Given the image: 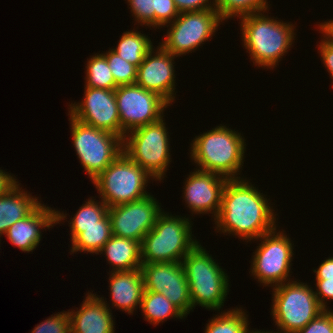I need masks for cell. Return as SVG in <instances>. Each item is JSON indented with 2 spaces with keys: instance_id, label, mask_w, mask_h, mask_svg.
Segmentation results:
<instances>
[{
  "instance_id": "cell-39",
  "label": "cell",
  "mask_w": 333,
  "mask_h": 333,
  "mask_svg": "<svg viewBox=\"0 0 333 333\" xmlns=\"http://www.w3.org/2000/svg\"><path fill=\"white\" fill-rule=\"evenodd\" d=\"M17 183L16 179L0 169V196L5 195Z\"/></svg>"
},
{
  "instance_id": "cell-16",
  "label": "cell",
  "mask_w": 333,
  "mask_h": 333,
  "mask_svg": "<svg viewBox=\"0 0 333 333\" xmlns=\"http://www.w3.org/2000/svg\"><path fill=\"white\" fill-rule=\"evenodd\" d=\"M155 52L152 48L145 56L144 61L137 67L135 84L158 94L171 105V102L175 100L174 90L176 89L173 65L175 56L161 45Z\"/></svg>"
},
{
  "instance_id": "cell-25",
  "label": "cell",
  "mask_w": 333,
  "mask_h": 333,
  "mask_svg": "<svg viewBox=\"0 0 333 333\" xmlns=\"http://www.w3.org/2000/svg\"><path fill=\"white\" fill-rule=\"evenodd\" d=\"M153 48V44L148 35L136 31H127L121 36L118 46L112 49L121 58L139 66L148 52Z\"/></svg>"
},
{
  "instance_id": "cell-5",
  "label": "cell",
  "mask_w": 333,
  "mask_h": 333,
  "mask_svg": "<svg viewBox=\"0 0 333 333\" xmlns=\"http://www.w3.org/2000/svg\"><path fill=\"white\" fill-rule=\"evenodd\" d=\"M189 218L162 212L141 242L142 264L182 262L199 242L192 238Z\"/></svg>"
},
{
  "instance_id": "cell-35",
  "label": "cell",
  "mask_w": 333,
  "mask_h": 333,
  "mask_svg": "<svg viewBox=\"0 0 333 333\" xmlns=\"http://www.w3.org/2000/svg\"><path fill=\"white\" fill-rule=\"evenodd\" d=\"M174 3L179 13L216 9L215 0L212 4L211 1L209 3V0H174Z\"/></svg>"
},
{
  "instance_id": "cell-15",
  "label": "cell",
  "mask_w": 333,
  "mask_h": 333,
  "mask_svg": "<svg viewBox=\"0 0 333 333\" xmlns=\"http://www.w3.org/2000/svg\"><path fill=\"white\" fill-rule=\"evenodd\" d=\"M84 99L70 106L72 118L86 125L120 136V119L115 90L86 87Z\"/></svg>"
},
{
  "instance_id": "cell-12",
  "label": "cell",
  "mask_w": 333,
  "mask_h": 333,
  "mask_svg": "<svg viewBox=\"0 0 333 333\" xmlns=\"http://www.w3.org/2000/svg\"><path fill=\"white\" fill-rule=\"evenodd\" d=\"M115 96L122 139L134 129L159 121L165 108L170 106L158 94L137 84L118 86Z\"/></svg>"
},
{
  "instance_id": "cell-13",
  "label": "cell",
  "mask_w": 333,
  "mask_h": 333,
  "mask_svg": "<svg viewBox=\"0 0 333 333\" xmlns=\"http://www.w3.org/2000/svg\"><path fill=\"white\" fill-rule=\"evenodd\" d=\"M144 290L162 293L185 316L192 310L189 285L182 262L141 265Z\"/></svg>"
},
{
  "instance_id": "cell-41",
  "label": "cell",
  "mask_w": 333,
  "mask_h": 333,
  "mask_svg": "<svg viewBox=\"0 0 333 333\" xmlns=\"http://www.w3.org/2000/svg\"><path fill=\"white\" fill-rule=\"evenodd\" d=\"M248 333H273V331H271V332H270V331H266V332H265V331H264V332L262 331V332H261V330H260V331L258 330V331H248ZM274 333H275V332H274ZM276 333H277V332H276Z\"/></svg>"
},
{
  "instance_id": "cell-19",
  "label": "cell",
  "mask_w": 333,
  "mask_h": 333,
  "mask_svg": "<svg viewBox=\"0 0 333 333\" xmlns=\"http://www.w3.org/2000/svg\"><path fill=\"white\" fill-rule=\"evenodd\" d=\"M87 295L79 311H68L71 333H114L115 322L105 300L91 292Z\"/></svg>"
},
{
  "instance_id": "cell-23",
  "label": "cell",
  "mask_w": 333,
  "mask_h": 333,
  "mask_svg": "<svg viewBox=\"0 0 333 333\" xmlns=\"http://www.w3.org/2000/svg\"><path fill=\"white\" fill-rule=\"evenodd\" d=\"M70 229L72 253L83 251L99 254L102 247L112 236L109 214L101 220V226L70 227Z\"/></svg>"
},
{
  "instance_id": "cell-1",
  "label": "cell",
  "mask_w": 333,
  "mask_h": 333,
  "mask_svg": "<svg viewBox=\"0 0 333 333\" xmlns=\"http://www.w3.org/2000/svg\"><path fill=\"white\" fill-rule=\"evenodd\" d=\"M246 181L243 178L228 179L214 221L218 231L251 241L276 229V214L263 193Z\"/></svg>"
},
{
  "instance_id": "cell-11",
  "label": "cell",
  "mask_w": 333,
  "mask_h": 333,
  "mask_svg": "<svg viewBox=\"0 0 333 333\" xmlns=\"http://www.w3.org/2000/svg\"><path fill=\"white\" fill-rule=\"evenodd\" d=\"M259 239L261 243L252 256V275L263 286L274 287L290 281L287 277L290 275L294 252L290 239L282 231L277 233L276 229L262 235Z\"/></svg>"
},
{
  "instance_id": "cell-8",
  "label": "cell",
  "mask_w": 333,
  "mask_h": 333,
  "mask_svg": "<svg viewBox=\"0 0 333 333\" xmlns=\"http://www.w3.org/2000/svg\"><path fill=\"white\" fill-rule=\"evenodd\" d=\"M163 121L162 117L155 123L134 129L123 139V152L153 179L160 181L171 162L169 135Z\"/></svg>"
},
{
  "instance_id": "cell-10",
  "label": "cell",
  "mask_w": 333,
  "mask_h": 333,
  "mask_svg": "<svg viewBox=\"0 0 333 333\" xmlns=\"http://www.w3.org/2000/svg\"><path fill=\"white\" fill-rule=\"evenodd\" d=\"M222 21L216 9L180 13L166 25L170 30L161 46L176 57L194 51L213 36Z\"/></svg>"
},
{
  "instance_id": "cell-27",
  "label": "cell",
  "mask_w": 333,
  "mask_h": 333,
  "mask_svg": "<svg viewBox=\"0 0 333 333\" xmlns=\"http://www.w3.org/2000/svg\"><path fill=\"white\" fill-rule=\"evenodd\" d=\"M245 315L242 308L221 312L209 321L205 333H248L249 321Z\"/></svg>"
},
{
  "instance_id": "cell-37",
  "label": "cell",
  "mask_w": 333,
  "mask_h": 333,
  "mask_svg": "<svg viewBox=\"0 0 333 333\" xmlns=\"http://www.w3.org/2000/svg\"><path fill=\"white\" fill-rule=\"evenodd\" d=\"M325 38V39H324ZM319 45V52L327 71L333 79V42L324 35Z\"/></svg>"
},
{
  "instance_id": "cell-24",
  "label": "cell",
  "mask_w": 333,
  "mask_h": 333,
  "mask_svg": "<svg viewBox=\"0 0 333 333\" xmlns=\"http://www.w3.org/2000/svg\"><path fill=\"white\" fill-rule=\"evenodd\" d=\"M140 307L145 320L154 325H158L169 317L179 319L185 317L169 299L159 292L144 290Z\"/></svg>"
},
{
  "instance_id": "cell-7",
  "label": "cell",
  "mask_w": 333,
  "mask_h": 333,
  "mask_svg": "<svg viewBox=\"0 0 333 333\" xmlns=\"http://www.w3.org/2000/svg\"><path fill=\"white\" fill-rule=\"evenodd\" d=\"M309 287L297 281L273 287L271 315L280 329L278 333H295L324 311Z\"/></svg>"
},
{
  "instance_id": "cell-17",
  "label": "cell",
  "mask_w": 333,
  "mask_h": 333,
  "mask_svg": "<svg viewBox=\"0 0 333 333\" xmlns=\"http://www.w3.org/2000/svg\"><path fill=\"white\" fill-rule=\"evenodd\" d=\"M228 179L216 173L194 171L186 180L184 198L194 214L212 213L216 219ZM213 211V212H212Z\"/></svg>"
},
{
  "instance_id": "cell-38",
  "label": "cell",
  "mask_w": 333,
  "mask_h": 333,
  "mask_svg": "<svg viewBox=\"0 0 333 333\" xmlns=\"http://www.w3.org/2000/svg\"><path fill=\"white\" fill-rule=\"evenodd\" d=\"M313 272L316 273V280H333V257L324 260Z\"/></svg>"
},
{
  "instance_id": "cell-40",
  "label": "cell",
  "mask_w": 333,
  "mask_h": 333,
  "mask_svg": "<svg viewBox=\"0 0 333 333\" xmlns=\"http://www.w3.org/2000/svg\"><path fill=\"white\" fill-rule=\"evenodd\" d=\"M320 32L333 42V20L321 23L318 27Z\"/></svg>"
},
{
  "instance_id": "cell-18",
  "label": "cell",
  "mask_w": 333,
  "mask_h": 333,
  "mask_svg": "<svg viewBox=\"0 0 333 333\" xmlns=\"http://www.w3.org/2000/svg\"><path fill=\"white\" fill-rule=\"evenodd\" d=\"M66 213L39 204L28 216L15 222L6 231L7 239L24 252L33 251L41 240V229L65 220Z\"/></svg>"
},
{
  "instance_id": "cell-22",
  "label": "cell",
  "mask_w": 333,
  "mask_h": 333,
  "mask_svg": "<svg viewBox=\"0 0 333 333\" xmlns=\"http://www.w3.org/2000/svg\"><path fill=\"white\" fill-rule=\"evenodd\" d=\"M103 252L113 267L112 271H130L141 268V243L138 241L112 235L102 247L100 253Z\"/></svg>"
},
{
  "instance_id": "cell-34",
  "label": "cell",
  "mask_w": 333,
  "mask_h": 333,
  "mask_svg": "<svg viewBox=\"0 0 333 333\" xmlns=\"http://www.w3.org/2000/svg\"><path fill=\"white\" fill-rule=\"evenodd\" d=\"M295 333H333V311L324 310Z\"/></svg>"
},
{
  "instance_id": "cell-3",
  "label": "cell",
  "mask_w": 333,
  "mask_h": 333,
  "mask_svg": "<svg viewBox=\"0 0 333 333\" xmlns=\"http://www.w3.org/2000/svg\"><path fill=\"white\" fill-rule=\"evenodd\" d=\"M239 18L243 45L249 51L253 63L268 69L278 65L279 59L288 52L295 38L294 25L271 19L262 12Z\"/></svg>"
},
{
  "instance_id": "cell-26",
  "label": "cell",
  "mask_w": 333,
  "mask_h": 333,
  "mask_svg": "<svg viewBox=\"0 0 333 333\" xmlns=\"http://www.w3.org/2000/svg\"><path fill=\"white\" fill-rule=\"evenodd\" d=\"M86 69V87L109 90H115L118 87L109 68L108 61L102 53L92 56L87 62Z\"/></svg>"
},
{
  "instance_id": "cell-6",
  "label": "cell",
  "mask_w": 333,
  "mask_h": 333,
  "mask_svg": "<svg viewBox=\"0 0 333 333\" xmlns=\"http://www.w3.org/2000/svg\"><path fill=\"white\" fill-rule=\"evenodd\" d=\"M150 177L152 176L145 169L133 162L122 151L92 182L101 200L108 207H113L150 195L145 190Z\"/></svg>"
},
{
  "instance_id": "cell-20",
  "label": "cell",
  "mask_w": 333,
  "mask_h": 333,
  "mask_svg": "<svg viewBox=\"0 0 333 333\" xmlns=\"http://www.w3.org/2000/svg\"><path fill=\"white\" fill-rule=\"evenodd\" d=\"M109 276L112 306L133 313L141 306L144 292V281L141 269L130 271H111Z\"/></svg>"
},
{
  "instance_id": "cell-21",
  "label": "cell",
  "mask_w": 333,
  "mask_h": 333,
  "mask_svg": "<svg viewBox=\"0 0 333 333\" xmlns=\"http://www.w3.org/2000/svg\"><path fill=\"white\" fill-rule=\"evenodd\" d=\"M19 185L16 184L5 195L0 196V237L41 203L36 197L30 196L31 194L21 191Z\"/></svg>"
},
{
  "instance_id": "cell-9",
  "label": "cell",
  "mask_w": 333,
  "mask_h": 333,
  "mask_svg": "<svg viewBox=\"0 0 333 333\" xmlns=\"http://www.w3.org/2000/svg\"><path fill=\"white\" fill-rule=\"evenodd\" d=\"M69 120L76 154L93 181L122 153L123 139L81 123L71 116Z\"/></svg>"
},
{
  "instance_id": "cell-36",
  "label": "cell",
  "mask_w": 333,
  "mask_h": 333,
  "mask_svg": "<svg viewBox=\"0 0 333 333\" xmlns=\"http://www.w3.org/2000/svg\"><path fill=\"white\" fill-rule=\"evenodd\" d=\"M315 286L318 288L315 295L319 304L324 310H328L325 300H333V280H316Z\"/></svg>"
},
{
  "instance_id": "cell-4",
  "label": "cell",
  "mask_w": 333,
  "mask_h": 333,
  "mask_svg": "<svg viewBox=\"0 0 333 333\" xmlns=\"http://www.w3.org/2000/svg\"><path fill=\"white\" fill-rule=\"evenodd\" d=\"M189 285L192 309L196 305L220 310L229 292L227 273L198 243L182 260Z\"/></svg>"
},
{
  "instance_id": "cell-29",
  "label": "cell",
  "mask_w": 333,
  "mask_h": 333,
  "mask_svg": "<svg viewBox=\"0 0 333 333\" xmlns=\"http://www.w3.org/2000/svg\"><path fill=\"white\" fill-rule=\"evenodd\" d=\"M107 214L108 206L102 200L101 202H97L90 198L86 204L76 211V214L71 218L72 221L69 224L70 227L101 226V220Z\"/></svg>"
},
{
  "instance_id": "cell-33",
  "label": "cell",
  "mask_w": 333,
  "mask_h": 333,
  "mask_svg": "<svg viewBox=\"0 0 333 333\" xmlns=\"http://www.w3.org/2000/svg\"><path fill=\"white\" fill-rule=\"evenodd\" d=\"M174 0H155V28L165 27L179 16Z\"/></svg>"
},
{
  "instance_id": "cell-14",
  "label": "cell",
  "mask_w": 333,
  "mask_h": 333,
  "mask_svg": "<svg viewBox=\"0 0 333 333\" xmlns=\"http://www.w3.org/2000/svg\"><path fill=\"white\" fill-rule=\"evenodd\" d=\"M158 201L148 195L129 203L108 207L112 235L142 242L162 213Z\"/></svg>"
},
{
  "instance_id": "cell-2",
  "label": "cell",
  "mask_w": 333,
  "mask_h": 333,
  "mask_svg": "<svg viewBox=\"0 0 333 333\" xmlns=\"http://www.w3.org/2000/svg\"><path fill=\"white\" fill-rule=\"evenodd\" d=\"M191 145L190 158L199 165L197 170L216 173L227 179H240L237 175L244 164L246 144L238 132L223 125L217 126L195 136Z\"/></svg>"
},
{
  "instance_id": "cell-31",
  "label": "cell",
  "mask_w": 333,
  "mask_h": 333,
  "mask_svg": "<svg viewBox=\"0 0 333 333\" xmlns=\"http://www.w3.org/2000/svg\"><path fill=\"white\" fill-rule=\"evenodd\" d=\"M135 20L142 25L155 27V0H127Z\"/></svg>"
},
{
  "instance_id": "cell-32",
  "label": "cell",
  "mask_w": 333,
  "mask_h": 333,
  "mask_svg": "<svg viewBox=\"0 0 333 333\" xmlns=\"http://www.w3.org/2000/svg\"><path fill=\"white\" fill-rule=\"evenodd\" d=\"M31 333H71L68 312H58L38 324Z\"/></svg>"
},
{
  "instance_id": "cell-30",
  "label": "cell",
  "mask_w": 333,
  "mask_h": 333,
  "mask_svg": "<svg viewBox=\"0 0 333 333\" xmlns=\"http://www.w3.org/2000/svg\"><path fill=\"white\" fill-rule=\"evenodd\" d=\"M103 55L108 61L109 68L117 86L135 84L137 78V66L121 58L112 49Z\"/></svg>"
},
{
  "instance_id": "cell-28",
  "label": "cell",
  "mask_w": 333,
  "mask_h": 333,
  "mask_svg": "<svg viewBox=\"0 0 333 333\" xmlns=\"http://www.w3.org/2000/svg\"><path fill=\"white\" fill-rule=\"evenodd\" d=\"M268 5L267 0H215V8L223 20L265 12Z\"/></svg>"
}]
</instances>
